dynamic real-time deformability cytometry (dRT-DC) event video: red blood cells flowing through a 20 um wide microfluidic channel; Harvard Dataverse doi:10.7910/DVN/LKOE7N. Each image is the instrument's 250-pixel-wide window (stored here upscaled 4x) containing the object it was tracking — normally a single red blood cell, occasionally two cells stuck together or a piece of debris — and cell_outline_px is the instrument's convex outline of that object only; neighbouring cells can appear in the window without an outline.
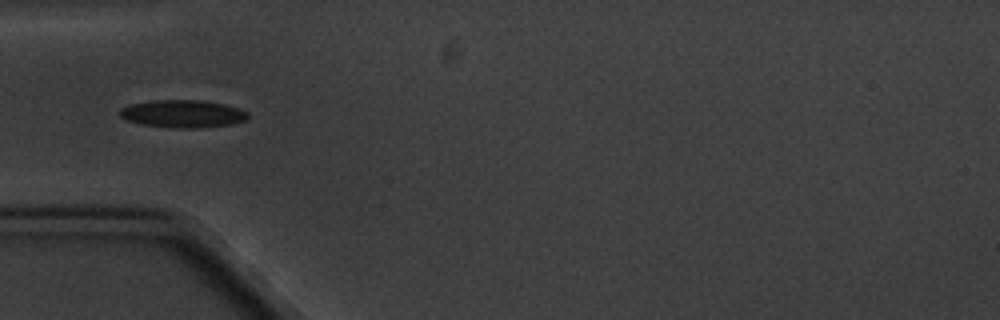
{"species": "common noctule bat (a hibernating species)", "species_latin": "Nyctalus noctula", "temperature_condition": "cold", "stored_images_in_passage": 8, "camera_frame_rate_fps": 3000, "um_per_image_px": 0.085, "animal": {"sex": "male", "body_mass_g": 20.1, "forearm_length_mm": 53.5}, "frame": {"image": 1, "passage_image": 5, "time_ms": 5.667, "image_size_px": [1000, 320], "cell_outline_px": [[248, 120], [232, 124], [196, 128], [176, 128], [140, 124], [124, 120], [120, 116], [120, 108], [128, 104], [152, 100], [200, 100], [224, 104], [240, 108], [248, 112]], "centroid_in_image_um": [15.52, 9.67], "position_along_channel_um": 69.5, "area_um2": 20.87}}